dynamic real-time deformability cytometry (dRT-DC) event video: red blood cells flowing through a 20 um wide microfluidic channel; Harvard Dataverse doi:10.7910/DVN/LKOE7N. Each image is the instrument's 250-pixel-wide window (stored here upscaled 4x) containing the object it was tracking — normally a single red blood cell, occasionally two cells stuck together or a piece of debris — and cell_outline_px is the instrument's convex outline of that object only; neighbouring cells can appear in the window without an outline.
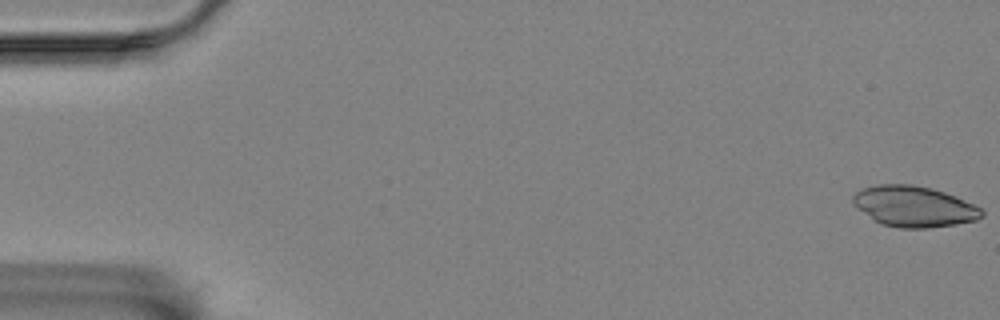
{"species": "Egyptian fruit bat (a non-hibernating species)", "species_latin": "Rousettus aegyptiacus", "temperature_condition": "room temperature", "stored_images_in_passage": 54, "camera_frame_rate_fps": 3000, "um_per_image_px": 0.085, "animal": {"sex": "female"}, "frame": {"image": 1, "passage_image": 1, "time_ms": 0.0, "image_size_px": [1000, 320], "cell_outline_px": [[984, 216], [976, 220], [956, 224], [928, 228], [900, 228], [884, 224], [876, 220], [852, 204], [852, 196], [856, 192], [864, 188], [880, 184], [912, 184], [932, 188], [956, 196], [980, 208], [984, 212]], "centroid_in_image_um": [77.71, 17.54], "position_along_channel_um": 7.3, "area_um2": 30.35}}
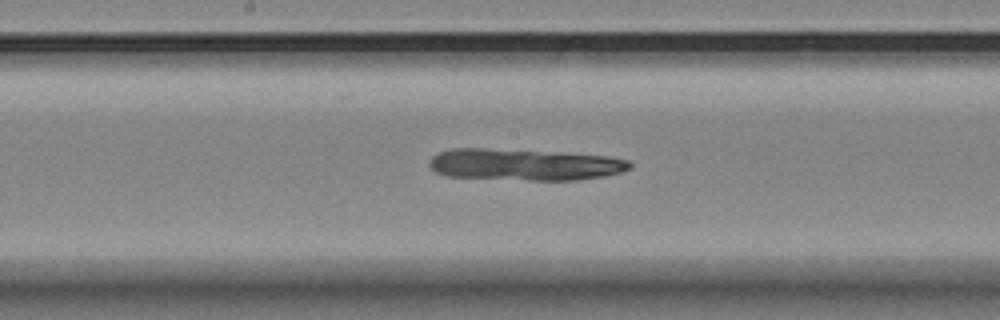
{"frame": {"image": 2, "passage_image": 30, "time_ms": 9.667, "image_size_px": [1000, 320], "cell_outline_px": [[632, 168], [620, 172], [604, 176], [576, 180], [528, 180], [444, 176], [436, 172], [428, 164], [428, 160], [432, 156], [440, 152], [452, 148], [484, 148], [608, 156], [628, 160], [632, 164]], "centroid_in_image_um": [44.54, 14.0], "position_along_channel_um": 203.7, "area_um2": 36.7}}